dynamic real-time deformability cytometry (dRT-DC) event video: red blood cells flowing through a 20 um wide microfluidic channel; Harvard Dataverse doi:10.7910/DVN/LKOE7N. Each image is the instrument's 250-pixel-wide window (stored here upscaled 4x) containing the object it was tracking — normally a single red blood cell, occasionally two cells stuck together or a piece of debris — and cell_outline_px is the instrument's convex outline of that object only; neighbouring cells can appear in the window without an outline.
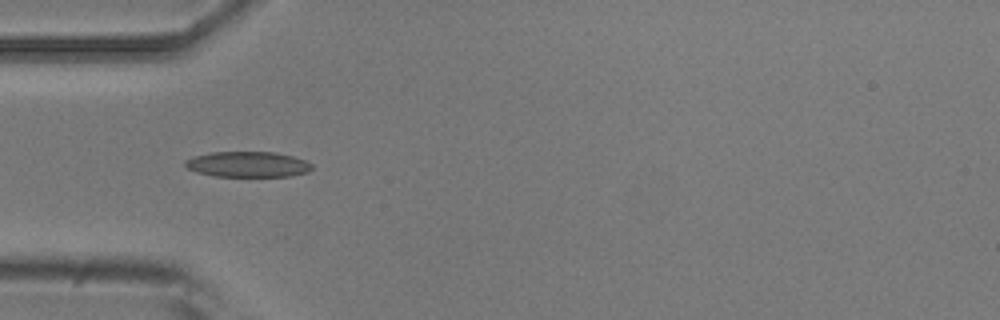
{"species": "common noctule bat (a hibernating species)", "species_latin": "Nyctalus noctula", "temperature_condition": "room temperature", "stored_images_in_passage": 16, "camera_frame_rate_fps": 3000, "um_per_image_px": 0.085, "animal": {"sex": "male", "body_mass_g": 20.5, "forearm_length_mm": 52.5}, "frame": {"image": 1, "passage_image": 1, "time_ms": 0.0, "image_size_px": [1000, 320], "cell_outline_px": [[312, 168], [308, 172], [292, 176], [212, 176], [196, 172], [188, 168], [184, 164], [184, 160], [192, 156], [212, 152], [276, 152], [292, 156], [304, 160], [312, 164]], "centroid_in_image_um": [21.04, 13.97], "position_along_channel_um": 64.0, "area_um2": 18.96}}
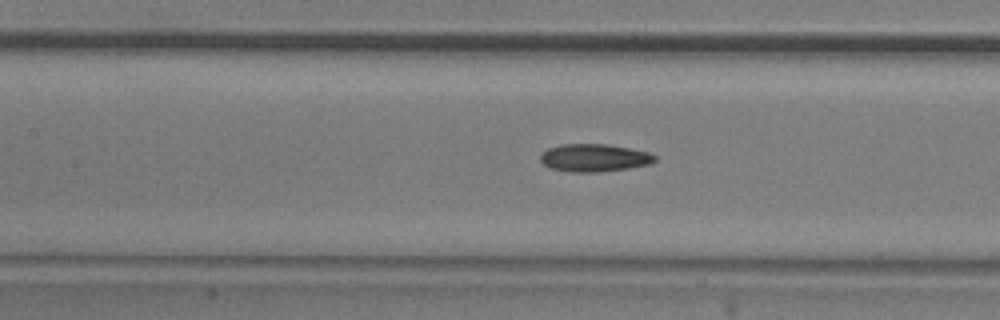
{"frame": {"image": 2, "passage_image": 8, "time_ms": 2.333, "image_size_px": [1000, 320], "cell_outline_px": [[656, 160], [652, 164], [628, 168], [596, 172], [568, 172], [552, 168], [544, 164], [540, 160], [540, 156], [548, 148], [560, 144], [604, 144], [628, 148], [648, 152], [656, 156]], "centroid_in_image_um": [50.51, 13.41], "position_along_channel_um": 156.9, "area_um2": 18.38}}
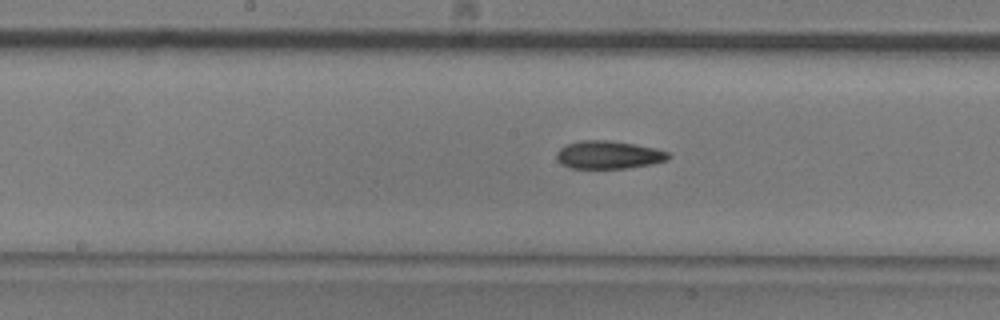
{"frame": {"image": 3, "passage_image": 11, "time_ms": 3.333, "image_size_px": [1000, 320], "cell_outline_px": [[672, 156], [668, 160], [652, 164], [628, 168], [568, 168], [560, 164], [556, 160], [556, 152], [560, 148], [568, 144], [580, 140], [608, 140], [656, 148], [668, 152]], "centroid_in_image_um": [51.71, 13.17], "position_along_channel_um": 196.5, "area_um2": 18.38}}